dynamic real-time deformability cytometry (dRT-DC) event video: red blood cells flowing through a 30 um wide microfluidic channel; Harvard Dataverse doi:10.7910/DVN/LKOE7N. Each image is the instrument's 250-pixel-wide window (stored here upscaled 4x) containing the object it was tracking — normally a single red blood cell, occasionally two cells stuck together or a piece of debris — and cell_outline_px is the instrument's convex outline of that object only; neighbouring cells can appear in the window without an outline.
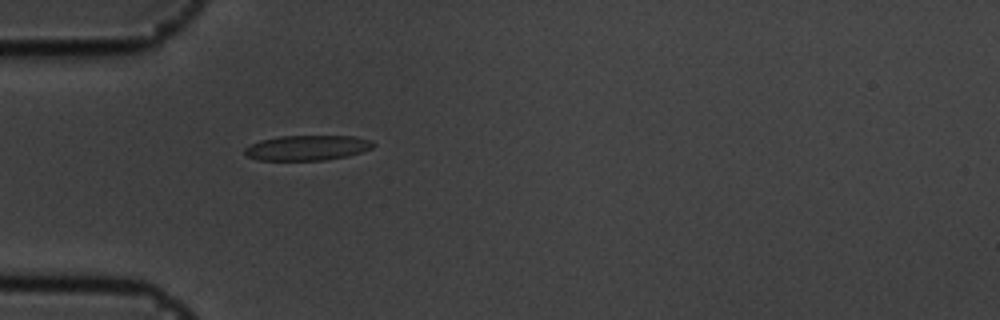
{"species": "common noctule bat (a hibernating species)", "species_latin": "Nyctalus noctula", "temperature_condition": "cold", "stored_images_in_passage": 40, "camera_frame_rate_fps": 3000, "um_per_image_px": 0.085, "animal": {"sex": "male", "body_mass_g": 19.5, "forearm_length_mm": 54.6}, "frame": {"image": 1, "passage_image": 1, "time_ms": 0.0, "image_size_px": [1000, 320], "cell_outline_px": [[376, 144], [372, 148], [348, 156], [324, 160], [256, 160], [248, 156], [244, 152], [244, 148], [260, 140], [280, 136], [352, 136], [372, 140]], "centroid_in_image_um": [26.12, 12.56], "position_along_channel_um": 58.9, "area_um2": 18.79}}
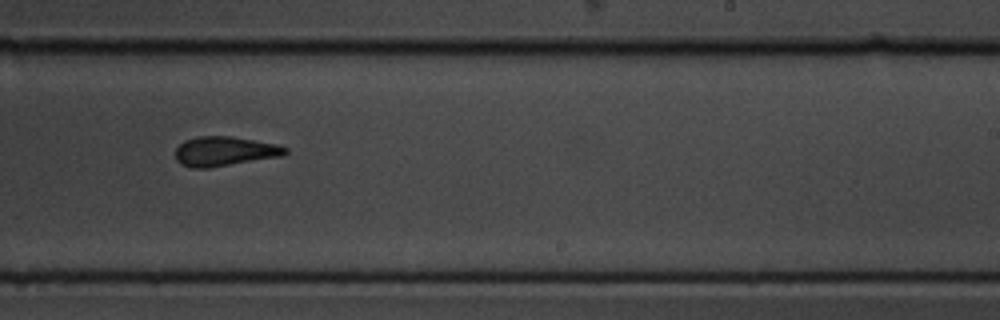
{"frame": {"image": 2, "passage_image": 19, "time_ms": 6.0, "image_size_px": [1000, 320], "cell_outline_px": [[288, 152], [284, 156], [208, 168], [192, 168], [180, 164], [176, 160], [176, 148], [184, 140], [196, 136], [232, 136], [276, 144], [288, 148]], "centroid_in_image_um": [19.09, 12.86], "position_along_channel_um": 269.9, "area_um2": 19.07}}
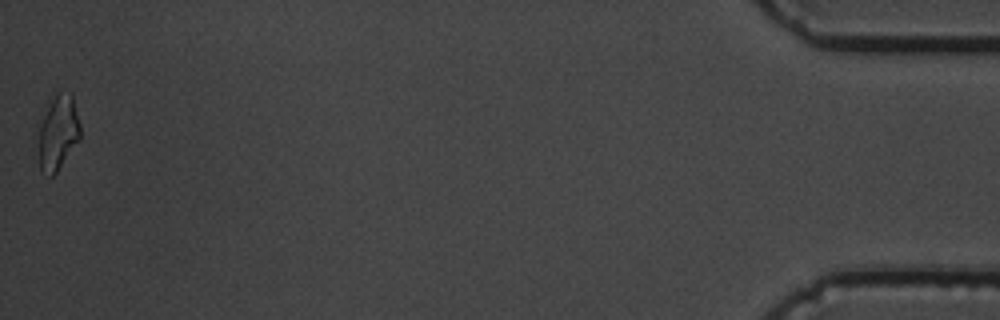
{"frame": {"image": 3, "passage_image": 40, "time_ms": 13.0, "image_size_px": [1000, 320], "cell_outline_px": [[80, 140], [56, 172], [52, 176], [48, 176], [40, 172], [36, 120], [52, 92], [72, 92], [80, 124]], "centroid_in_image_um": [4.86, 11.18], "position_along_channel_um": 430.3, "area_um2": 19.65}, "authors_computed_cell_mechanics": {"area_um2": 18.8139, "velocity_mm_per_s": 3.6044, "shape_relaxation_time_tau1_ms": 4.9763, "shape_relaxation_time_tau2_ms": 2.4082, "deformation_change_tau1": 0.1309, "deformation_change_tau2": 0.0934}}